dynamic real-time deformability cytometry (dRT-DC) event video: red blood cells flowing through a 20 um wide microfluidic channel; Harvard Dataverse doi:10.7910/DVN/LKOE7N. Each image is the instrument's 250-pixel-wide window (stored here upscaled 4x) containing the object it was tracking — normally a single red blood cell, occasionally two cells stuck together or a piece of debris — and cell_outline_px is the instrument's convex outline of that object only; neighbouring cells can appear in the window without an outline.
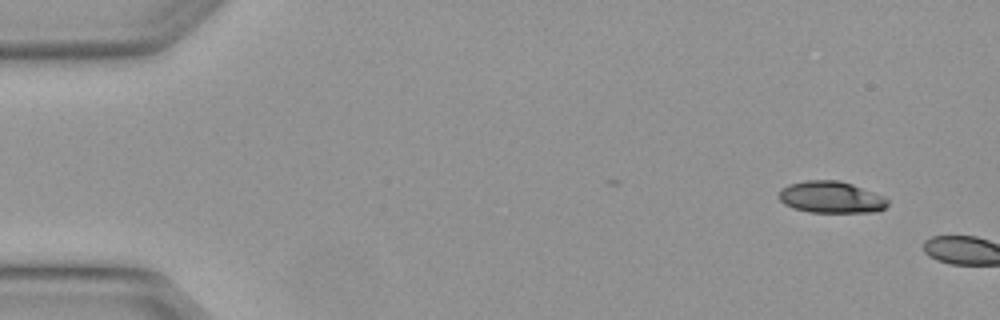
{"species": "Egyptian fruit bat (a non-hibernating species)", "species_latin": "Rousettus aegyptiacus", "temperature_condition": "warm", "stored_images_in_passage": 2, "camera_frame_rate_fps": 3000, "um_per_image_px": 0.085, "animal": {"sex": "female"}, "frame": {"image": 1, "passage_image": 1, "time_ms": 0.0, "image_size_px": [1000, 320], "cell_outline_px": [[888, 204], [884, 208], [876, 212], [808, 212], [792, 208], [784, 204], [780, 200], [780, 188], [788, 184], [808, 180], [836, 180], [852, 184], [884, 196], [888, 200]], "centroid_in_image_um": [70.63, 16.76], "position_along_channel_um": 14.4, "area_um2": 20.11}}